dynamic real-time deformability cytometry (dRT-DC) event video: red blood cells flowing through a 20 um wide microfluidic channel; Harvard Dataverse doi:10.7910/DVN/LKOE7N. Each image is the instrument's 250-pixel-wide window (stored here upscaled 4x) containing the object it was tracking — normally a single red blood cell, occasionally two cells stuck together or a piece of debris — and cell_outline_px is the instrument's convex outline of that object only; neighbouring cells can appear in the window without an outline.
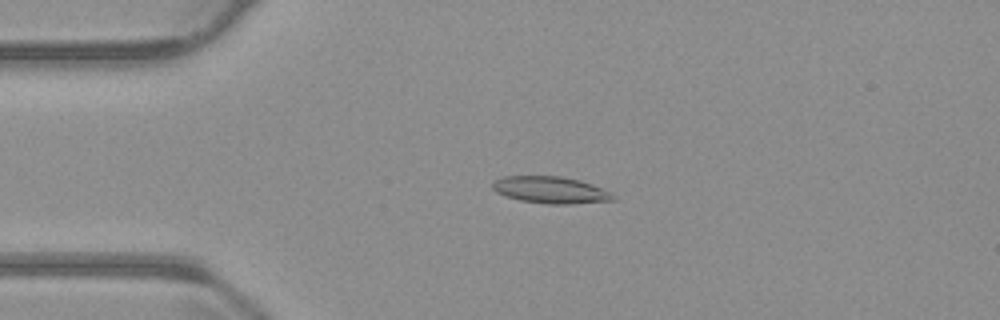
{"species": "common noctule bat (a hibernating species)", "species_latin": "Nyctalus noctula", "temperature_condition": "warm", "stored_images_in_passage": 53, "camera_frame_rate_fps": 3000, "um_per_image_px": 0.085, "animal": {"sex": "male", "body_mass_g": 23.1, "forearm_length_mm": 52.7}, "frame": {"image": 1, "passage_image": 12, "time_ms": 3.667, "image_size_px": [1000, 320], "cell_outline_px": [[616, 200], [572, 204], [548, 204], [520, 200], [504, 196], [496, 192], [492, 188], [492, 184], [496, 180], [504, 176], [560, 176], [580, 180], [592, 184], [608, 192]], "centroid_in_image_um": [46.76, 16.15], "position_along_channel_um": 38.2, "area_um2": 18.73}}
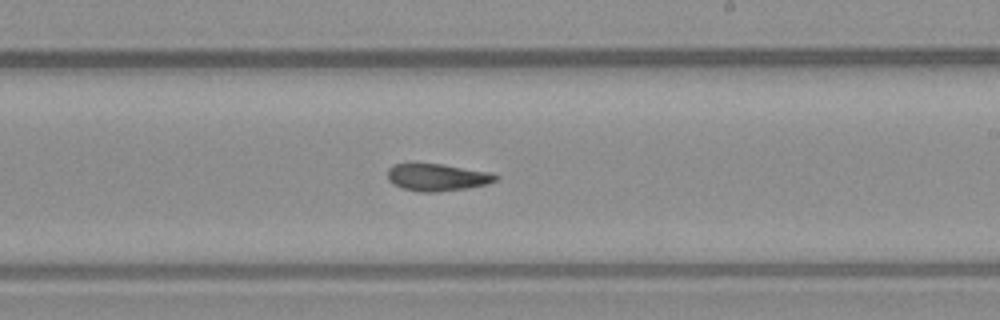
{"frame": {"image": 2, "passage_image": 31, "time_ms": 10.0, "image_size_px": [1000, 320], "cell_outline_px": [[500, 176], [496, 180], [488, 184], [468, 188], [436, 192], [420, 192], [400, 188], [392, 184], [388, 180], [388, 168], [392, 164], [440, 164], [492, 172]], "centroid_in_image_um": [37.17, 15.08], "position_along_channel_um": 251.8, "area_um2": 17.28}}
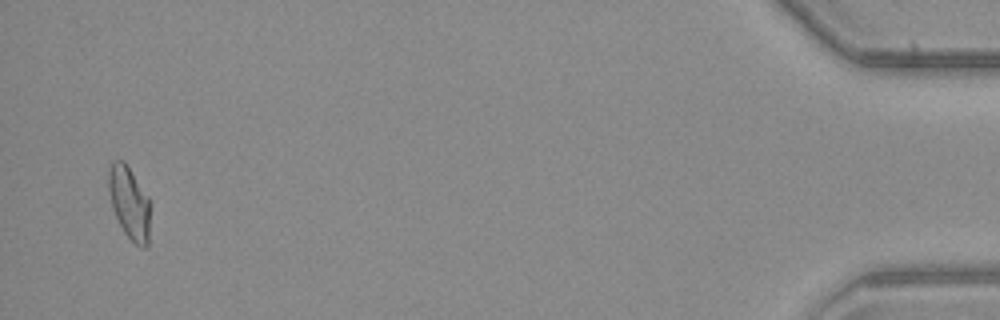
{"frame": {"image": 3, "passage_image": 52, "time_ms": 17.0, "image_size_px": [1000, 320], "cell_outline_px": [[148, 248], [140, 248], [124, 232], [112, 208], [108, 188], [108, 172], [112, 160], [124, 160], [148, 196]], "centroid_in_image_um": [10.96, 17.21], "position_along_channel_um": 424.2, "area_um2": 17.34}, "authors_computed_cell_mechanics": {"area_um2": 17.8602, "velocity_mm_per_s": 3.8081, "shape_relaxation_time_tau1_ms": null, "shape_relaxation_time_tau2_ms": 4.2228, "deformation_change_tau1": null, "deformation_change_tau2": 0.0943}}